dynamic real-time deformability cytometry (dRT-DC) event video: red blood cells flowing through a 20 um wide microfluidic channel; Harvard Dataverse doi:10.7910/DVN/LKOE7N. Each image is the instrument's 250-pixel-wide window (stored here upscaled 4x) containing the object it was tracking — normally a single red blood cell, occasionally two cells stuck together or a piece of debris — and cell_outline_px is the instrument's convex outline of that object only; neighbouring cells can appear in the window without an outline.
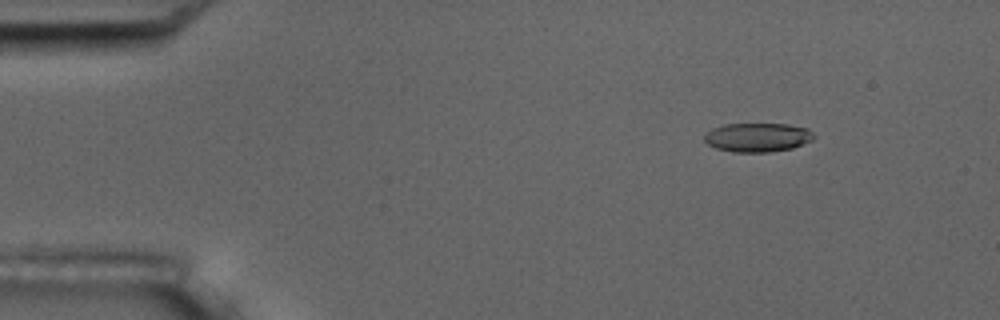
{"species": "common noctule bat (a hibernating species)", "species_latin": "Nyctalus noctula", "temperature_condition": "room temperature", "stored_images_in_passage": 3, "camera_frame_rate_fps": 3000, "um_per_image_px": 0.085, "animal": {"sex": "male", "body_mass_g": 17.5, "forearm_length_mm": 52.3}, "frame": {"image": 1, "passage_image": 1, "time_ms": 0.0, "image_size_px": [1000, 320], "cell_outline_px": [[816, 136], [812, 140], [792, 148], [768, 152], [732, 152], [716, 148], [708, 144], [704, 140], [704, 136], [712, 128], [724, 124], [788, 124], [808, 128]], "centroid_in_image_um": [64.4, 11.67], "position_along_channel_um": 20.6, "area_um2": 18.5}}
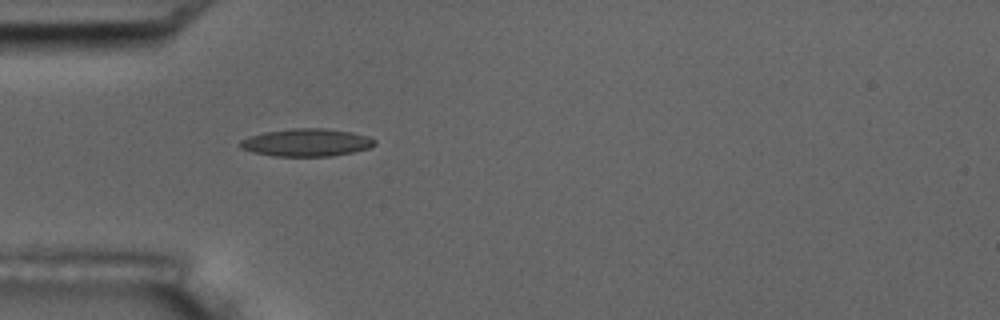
{"frame": {"image": 2, "passage_image": 3, "time_ms": 3.333, "image_size_px": [1000, 320], "cell_outline_px": [[376, 144], [372, 148], [332, 156], [272, 156], [252, 152], [240, 148], [236, 144], [240, 140], [264, 132], [292, 128], [324, 128], [352, 132], [368, 136], [376, 140]], "centroid_in_image_um": [26.06, 12.12], "position_along_channel_um": 58.9, "area_um2": 21.91}}